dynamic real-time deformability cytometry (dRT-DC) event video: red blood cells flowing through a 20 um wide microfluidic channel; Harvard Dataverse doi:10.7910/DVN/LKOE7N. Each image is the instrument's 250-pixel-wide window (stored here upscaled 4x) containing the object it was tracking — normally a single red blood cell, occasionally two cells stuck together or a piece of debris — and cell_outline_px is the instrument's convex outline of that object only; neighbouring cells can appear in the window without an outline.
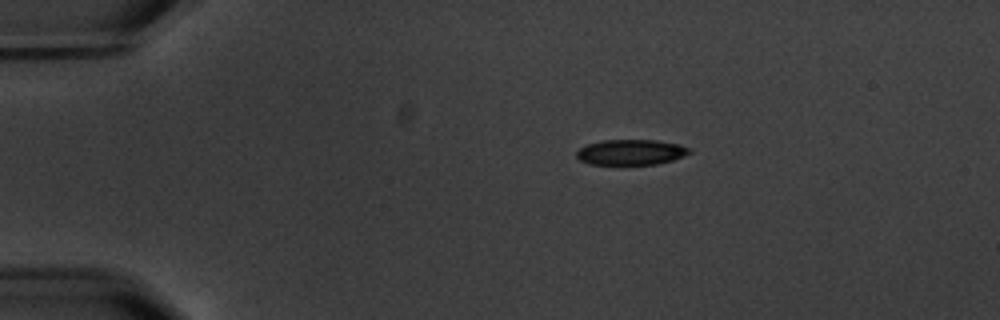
{"species": "common noctule bat (a hibernating species)", "species_latin": "Nyctalus noctula", "temperature_condition": "warm", "stored_images_in_passage": 5, "camera_frame_rate_fps": 3000, "um_per_image_px": 0.085, "animal": {"sex": "male", "body_mass_g": 20.1, "forearm_length_mm": 53.5}, "frame": {"image": 1, "passage_image": 1, "time_ms": 0.0, "image_size_px": [1000, 320], "cell_outline_px": [[692, 152], [684, 156], [672, 160], [656, 164], [588, 164], [580, 160], [576, 156], [576, 152], [580, 148], [588, 144], [604, 140], [656, 140], [680, 144], [688, 148]], "centroid_in_image_um": [53.63, 12.93], "position_along_channel_um": 31.4, "area_um2": 16.65}}
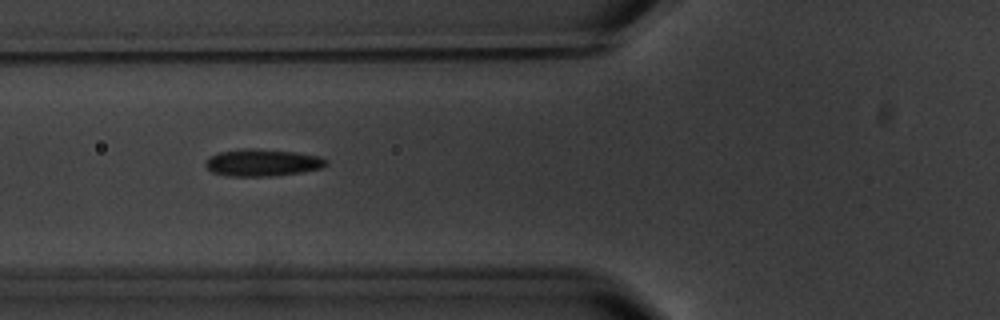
{"frame": {"image": 2, "passage_image": 4, "time_ms": 3.667, "image_size_px": [1000, 320], "cell_outline_px": [[328, 164], [320, 168], [300, 172], [268, 176], [228, 176], [212, 172], [204, 164], [212, 156], [220, 152], [244, 148], [252, 148], [296, 152], [320, 156], [328, 160]], "centroid_in_image_um": [22.33, 13.82], "position_along_channel_um": 103.5, "area_um2": 18.84}}
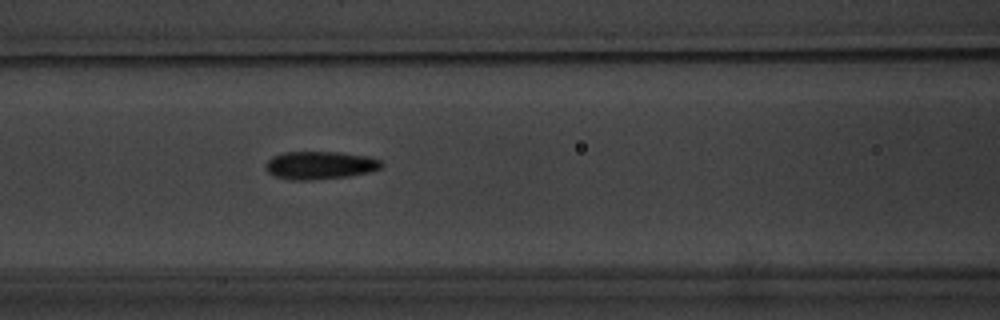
{"frame": {"image": 3, "passage_image": 5, "time_ms": 4.667, "image_size_px": [1000, 320], "cell_outline_px": [[384, 164], [380, 168], [368, 172], [348, 176], [308, 180], [288, 180], [272, 176], [264, 168], [268, 160], [272, 156], [284, 152], [340, 152], [368, 156], [380, 160]], "centroid_in_image_um": [27.15, 14.04], "position_along_channel_um": 139.4, "area_um2": 18.96}}